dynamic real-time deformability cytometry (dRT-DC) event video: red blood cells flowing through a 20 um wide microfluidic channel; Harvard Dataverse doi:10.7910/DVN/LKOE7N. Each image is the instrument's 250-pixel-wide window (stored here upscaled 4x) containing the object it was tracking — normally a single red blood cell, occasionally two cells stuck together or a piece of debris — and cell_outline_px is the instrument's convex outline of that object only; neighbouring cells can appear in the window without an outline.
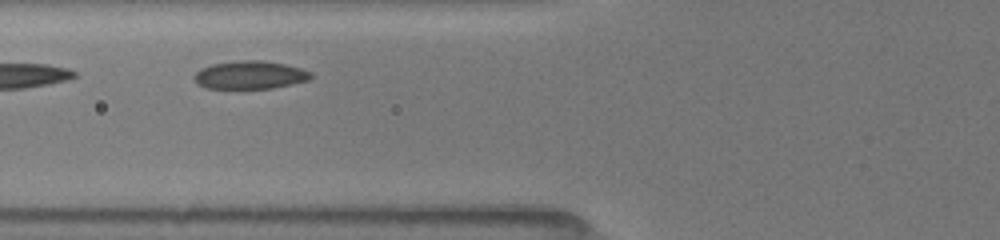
{"species": "common noctule bat (a hibernating species)", "species_latin": "Nyctalus noctula", "temperature_condition": "room temperature", "stored_images_in_passage": 9, "camera_frame_rate_fps": 3000, "um_per_image_px": 0.085, "animal": {"sex": "female", "body_mass_g": 19.5, "forearm_length_mm": 54.1}, "frame": {"image": 1, "passage_image": 3, "time_ms": 1.333, "image_size_px": [1000, 240], "cell_outline_px": [[312, 76], [308, 80], [272, 88], [204, 88], [196, 84], [192, 76], [200, 68], [212, 64], [240, 60], [264, 60], [284, 64], [300, 68], [312, 72]], "centroid_in_image_um": [21.2, 6.37], "position_along_channel_um": 104.6, "area_um2": 19.13}}
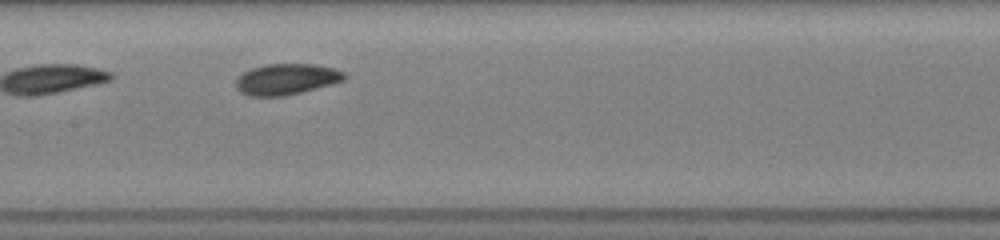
{"frame": {"image": 2, "passage_image": 6, "time_ms": 3.333, "image_size_px": [1000, 240], "cell_outline_px": [[348, 76], [344, 80], [332, 84], [284, 96], [248, 96], [240, 92], [236, 88], [236, 80], [244, 72], [252, 68], [264, 64], [316, 64], [332, 68], [344, 72]], "centroid_in_image_um": [24.35, 6.73], "position_along_channel_um": 183.1, "area_um2": 19.54}}